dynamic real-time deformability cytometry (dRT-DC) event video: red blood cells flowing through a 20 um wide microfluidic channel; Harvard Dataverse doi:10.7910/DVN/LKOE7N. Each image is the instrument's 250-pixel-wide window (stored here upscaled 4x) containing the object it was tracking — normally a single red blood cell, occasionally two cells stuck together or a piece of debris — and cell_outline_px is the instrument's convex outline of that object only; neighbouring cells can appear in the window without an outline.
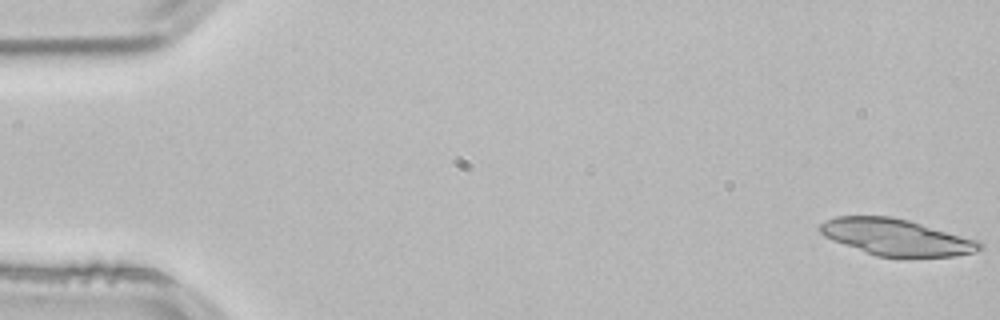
{"species": "common noctule bat (a hibernating species)", "species_latin": "Nyctalus noctula", "temperature_condition": "room temperature", "stored_images_in_passage": 53, "camera_frame_rate_fps": 3000, "um_per_image_px": 0.085, "animal": {"sex": "male", "body_mass_g": 21.5, "forearm_length_mm": 52.0}, "frame": {"image": 1, "passage_image": 1, "time_ms": 0.0, "image_size_px": [1000, 320], "cell_outline_px": [[984, 248], [976, 252], [956, 256], [876, 256], [832, 240], [824, 236], [820, 232], [820, 224], [836, 216], [892, 216], [908, 220], [980, 240], [984, 244]], "centroid_in_image_um": [76.24, 20.16], "position_along_channel_um": 8.8, "area_um2": 33.81}}
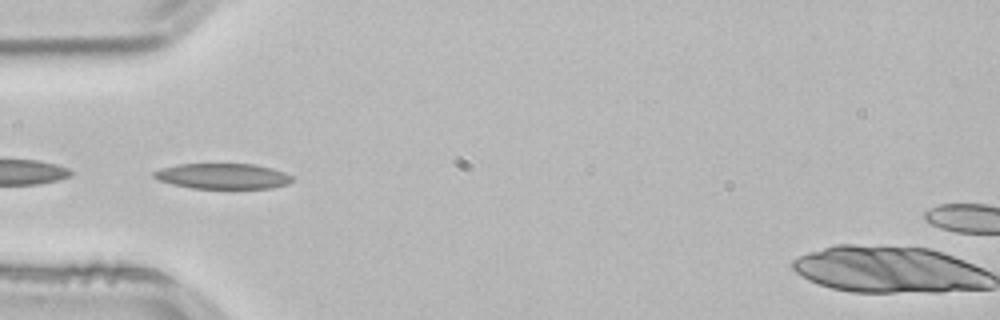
{"frame": {"image": 2, "passage_image": 17, "time_ms": 5.333, "image_size_px": [1000, 320], "cell_outline_px": [[296, 180], [288, 184], [272, 188], [192, 188], [172, 184], [160, 180], [152, 176], [152, 172], [160, 168], [176, 164], [256, 164], [272, 168], [284, 172], [292, 176]], "centroid_in_image_um": [18.95, 14.97], "position_along_channel_um": 66.0, "area_um2": 20.69}}
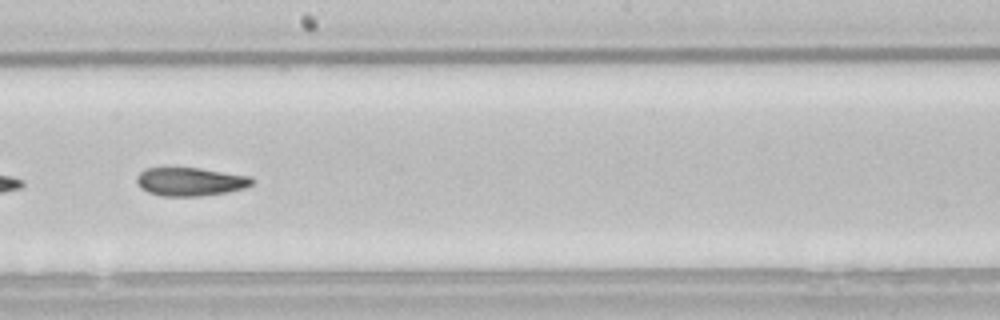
{"frame": {"image": 3, "passage_image": 30, "time_ms": 9.667, "image_size_px": [1000, 320], "cell_outline_px": [[256, 180], [252, 184], [244, 188], [228, 192], [200, 196], [160, 196], [148, 192], [140, 188], [136, 180], [136, 176], [144, 168], [200, 168], [252, 176]], "centroid_in_image_um": [16.19, 15.44], "position_along_channel_um": 232.0, "area_um2": 19.31}, "authors_computed_cell_mechanics": {"area_um2": 20.3456, "velocity_mm_per_s": 3.8322, "shape_relaxation_time_tau1_ms": null, "shape_relaxation_time_tau2_ms": 2.08, "deformation_change_tau1": null, "deformation_change_tau2": 0.082}}